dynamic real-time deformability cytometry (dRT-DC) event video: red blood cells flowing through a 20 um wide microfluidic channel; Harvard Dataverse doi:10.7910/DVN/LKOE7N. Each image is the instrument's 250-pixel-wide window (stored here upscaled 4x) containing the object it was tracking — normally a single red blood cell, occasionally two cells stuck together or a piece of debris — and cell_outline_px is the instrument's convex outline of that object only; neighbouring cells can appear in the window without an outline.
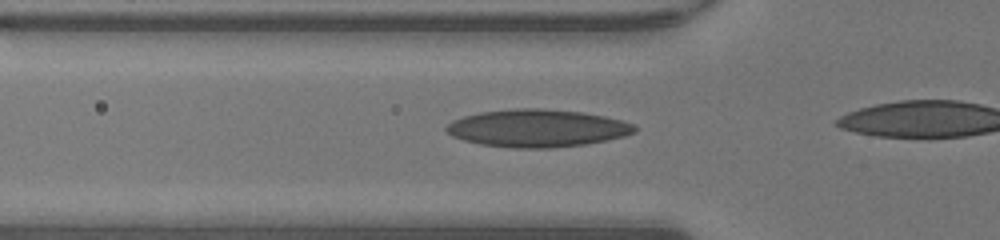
{"species": "human", "species_latin": "Homo sapiens", "temperature_condition": "warm", "stored_images_in_passage": 8, "camera_frame_rate_fps": 3000, "um_per_image_px": 0.085, "donor": {"sex": "male"}, "frame": {"image": 1, "passage_image": 3, "time_ms": 0.667, "image_size_px": [1000, 240], "cell_outline_px": [[636, 132], [624, 136], [608, 140], [584, 144], [552, 148], [512, 148], [480, 144], [464, 140], [452, 136], [444, 128], [452, 120], [464, 116], [480, 112], [516, 108], [544, 108], [580, 112], [604, 116], [636, 124]], "centroid_in_image_um": [45.67, 10.9], "position_along_channel_um": 80.1, "area_um2": 41.33}}
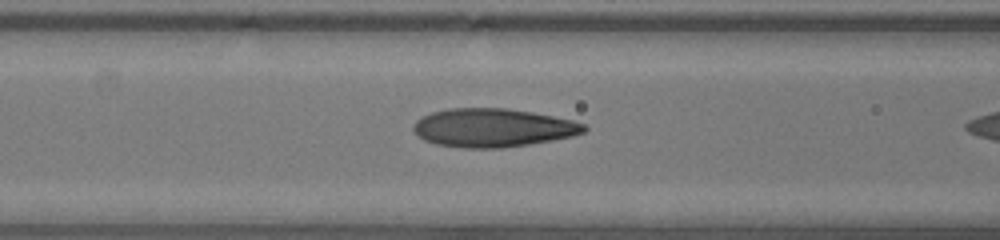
{"frame": {"image": 2, "passage_image": 6, "time_ms": 1.667, "image_size_px": [1000, 240], "cell_outline_px": [[588, 128], [584, 132], [572, 136], [552, 140], [528, 144], [500, 148], [464, 148], [436, 144], [424, 140], [412, 128], [416, 120], [432, 112], [448, 108], [508, 108], [532, 112], [572, 120], [584, 124]], "centroid_in_image_um": [41.89, 10.85], "position_along_channel_um": 124.7, "area_um2": 38.09}}